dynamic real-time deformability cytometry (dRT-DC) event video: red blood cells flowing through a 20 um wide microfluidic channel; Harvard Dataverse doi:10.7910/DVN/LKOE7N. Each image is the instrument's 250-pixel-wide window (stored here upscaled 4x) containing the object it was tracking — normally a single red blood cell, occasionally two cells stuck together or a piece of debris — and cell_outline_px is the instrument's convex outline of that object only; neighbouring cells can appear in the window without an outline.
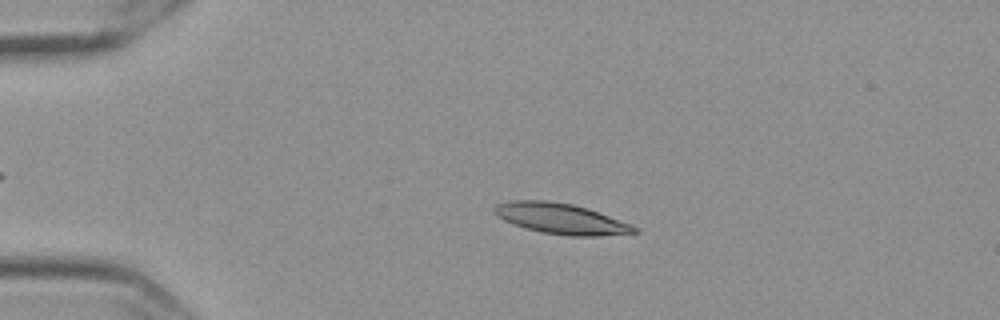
{"species": "Egyptian fruit bat (a non-hibernating species)", "species_latin": "Rousettus aegyptiacus", "temperature_condition": "cold", "stored_images_in_passage": 51, "camera_frame_rate_fps": 3000, "um_per_image_px": 0.085, "frame": {"image": 1, "passage_image": 13, "time_ms": 4.0, "image_size_px": [1000, 320], "cell_outline_px": [[640, 232], [600, 236], [568, 236], [540, 232], [524, 228], [504, 220], [496, 216], [492, 212], [492, 208], [496, 204], [516, 200], [548, 200], [572, 204], [588, 208], [640, 228]], "centroid_in_image_um": [47.66, 18.59], "position_along_channel_um": 37.3, "area_um2": 25.14}}
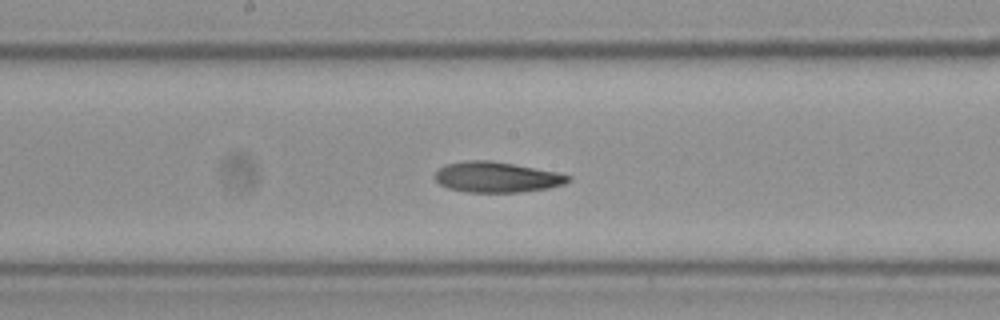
{"frame": {"image": 2, "passage_image": 31, "time_ms": 10.0, "image_size_px": [1000, 320], "cell_outline_px": [[572, 180], [564, 184], [548, 188], [520, 192], [468, 192], [448, 188], [440, 184], [436, 180], [436, 172], [440, 168], [448, 164], [464, 160], [492, 160], [556, 172], [572, 176]], "centroid_in_image_um": [42.25, 15.05], "position_along_channel_um": 206.0, "area_um2": 23.58}}
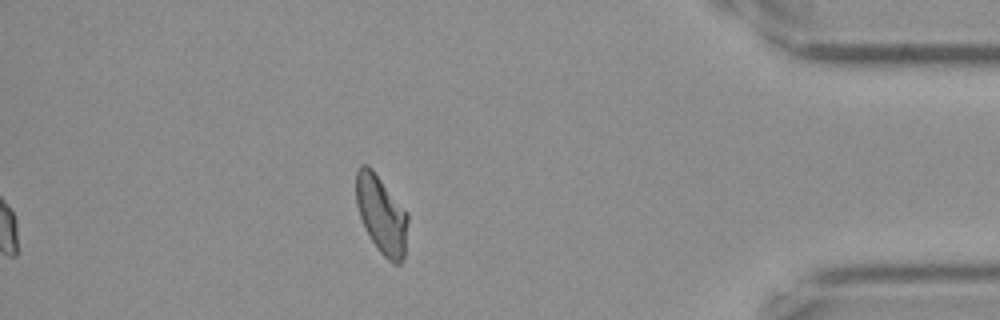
{"frame": {"image": 3, "passage_image": 51, "time_ms": 16.667, "image_size_px": [1000, 320], "cell_outline_px": [[408, 220], [404, 256], [400, 264], [392, 264], [380, 252], [372, 240], [360, 216], [356, 204], [356, 172], [360, 164], [368, 164], [372, 168], [408, 212]], "centroid_in_image_um": [32.43, 18.21], "position_along_channel_um": 402.8, "area_um2": 23.52}, "authors_computed_cell_mechanics": {"area_um2": 23.8714, "velocity_mm_per_s": 3.5167, "shape_relaxation_time_tau1_ms": 5.1685, "shape_relaxation_time_tau2_ms": null, "deformation_change_tau1": 0.166, "deformation_change_tau2": null}}